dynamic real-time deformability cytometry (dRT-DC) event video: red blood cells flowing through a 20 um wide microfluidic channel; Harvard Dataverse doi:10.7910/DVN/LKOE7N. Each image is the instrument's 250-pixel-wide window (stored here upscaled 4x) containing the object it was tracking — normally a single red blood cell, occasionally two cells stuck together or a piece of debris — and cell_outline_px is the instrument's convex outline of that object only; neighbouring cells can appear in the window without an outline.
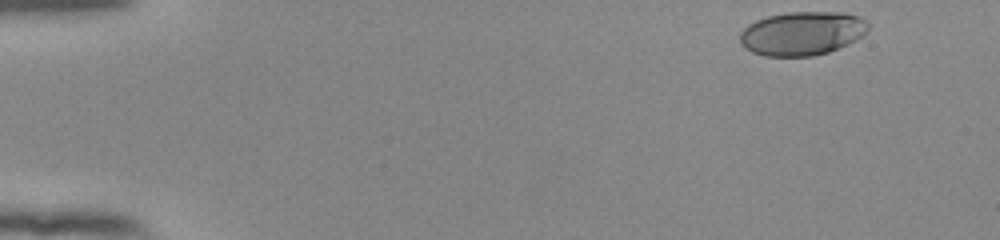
{"species": "human", "species_latin": "Homo sapiens", "temperature_condition": "room temperature", "stored_images_in_passage": 50, "camera_frame_rate_fps": 3000, "um_per_image_px": 0.085, "donor": {"sex": "female"}, "frame": {"image": 1, "passage_image": 1, "time_ms": 0.0, "image_size_px": [1000, 240], "cell_outline_px": [[868, 32], [856, 40], [848, 44], [828, 52], [812, 56], [764, 56], [752, 52], [744, 48], [740, 44], [740, 32], [748, 24], [756, 20], [768, 16], [788, 12], [844, 12], [860, 16], [868, 20]], "centroid_in_image_um": [68.2, 2.83], "position_along_channel_um": 16.8, "area_um2": 33.06}}
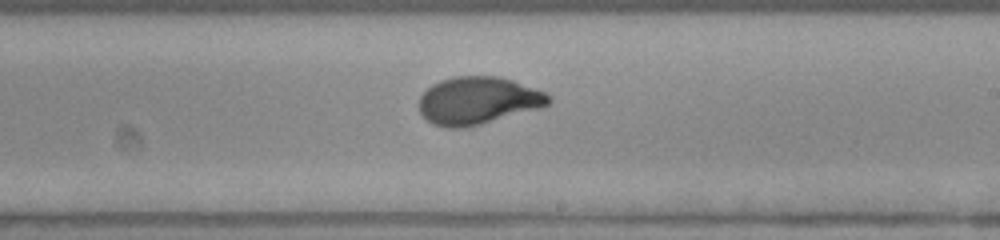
{"frame": {"image": 2, "passage_image": 29, "time_ms": 9.333, "image_size_px": [1000, 240], "cell_outline_px": [[552, 100], [548, 104], [540, 108], [468, 128], [448, 128], [432, 124], [420, 112], [420, 96], [432, 84], [440, 80], [456, 76], [500, 76], [512, 80], [544, 92], [552, 96]], "centroid_in_image_um": [40.63, 8.56], "position_along_channel_um": 248.4, "area_um2": 35.95}}
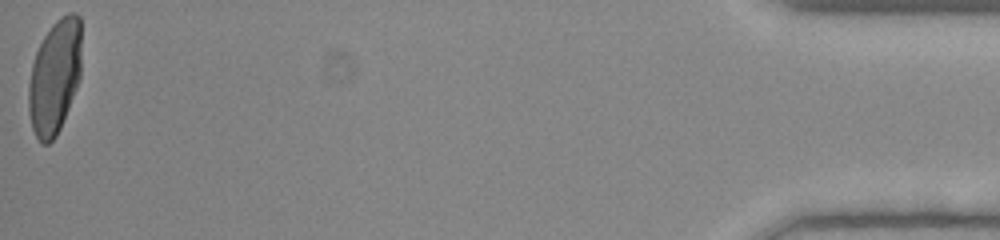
{"frame": {"image": 3, "passage_image": 50, "time_ms": 16.333, "image_size_px": [1000, 240], "cell_outline_px": [[80, 80], [60, 128], [56, 136], [48, 144], [40, 144], [32, 128], [28, 108], [28, 84], [32, 64], [36, 52], [44, 36], [52, 24], [56, 20], [68, 12], [76, 12], [80, 16]], "centroid_in_image_um": [4.64, 6.53], "position_along_channel_um": 430.6, "area_um2": 35.32}, "authors_computed_cell_mechanics": {"area_um2": 35.1135, "velocity_mm_per_s": 3.8701, "shape_relaxation_time_tau1_ms": 4.6439, "shape_relaxation_time_tau2_ms": null, "deformation_change_tau1": 0.1979, "deformation_change_tau2": null}}